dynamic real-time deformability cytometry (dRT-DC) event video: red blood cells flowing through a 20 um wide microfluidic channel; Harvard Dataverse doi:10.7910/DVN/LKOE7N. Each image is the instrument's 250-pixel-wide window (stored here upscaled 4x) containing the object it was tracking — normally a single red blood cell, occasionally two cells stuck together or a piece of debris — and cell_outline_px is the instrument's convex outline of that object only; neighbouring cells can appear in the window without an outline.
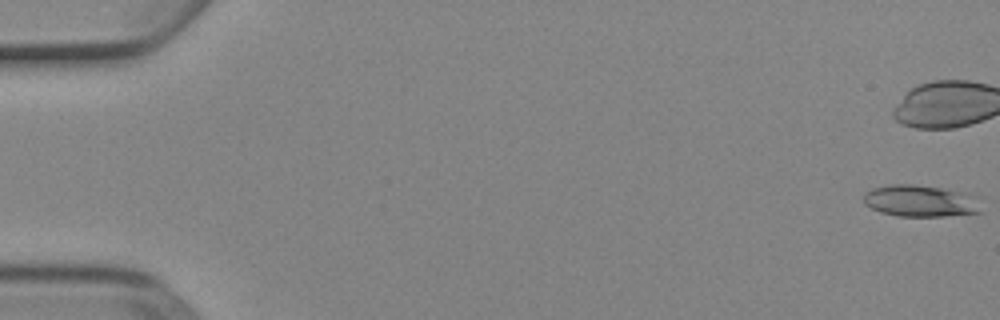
{"species": "Egyptian fruit bat (a non-hibernating species)", "species_latin": "Rousettus aegyptiacus", "temperature_condition": "cold", "stored_images_in_passage": 53, "camera_frame_rate_fps": 3000, "um_per_image_px": 0.085, "animal": {"sex": "female"}, "frame": {"image": 1, "passage_image": 1, "time_ms": 0.0, "image_size_px": [1000, 320], "cell_outline_px": [[984, 212], [944, 216], [900, 216], [880, 212], [864, 204], [864, 192], [872, 188], [888, 184], [912, 184], [940, 188], [964, 192], [972, 196]], "centroid_in_image_um": [78.18, 17.08], "position_along_channel_um": 6.8, "area_um2": 21.62}, "authors_computed_cell_mechanics": {"area_um2": 20.8658, "velocity_mm_per_s": 3.9113, "shape_relaxation_time_tau1_ms": null, "shape_relaxation_time_tau2_ms": 4.2785, "deformation_change_tau1": null, "deformation_change_tau2": 0.139}}